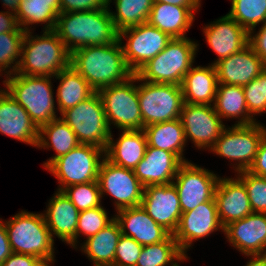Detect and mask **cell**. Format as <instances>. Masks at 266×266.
<instances>
[{
	"label": "cell",
	"instance_id": "1",
	"mask_svg": "<svg viewBox=\"0 0 266 266\" xmlns=\"http://www.w3.org/2000/svg\"><path fill=\"white\" fill-rule=\"evenodd\" d=\"M72 66L97 92L127 81L134 73L128 68L119 39L112 44L85 46L71 53Z\"/></svg>",
	"mask_w": 266,
	"mask_h": 266
},
{
	"label": "cell",
	"instance_id": "2",
	"mask_svg": "<svg viewBox=\"0 0 266 266\" xmlns=\"http://www.w3.org/2000/svg\"><path fill=\"white\" fill-rule=\"evenodd\" d=\"M54 31L67 50L115 43L119 38L110 14V6L99 10L60 12Z\"/></svg>",
	"mask_w": 266,
	"mask_h": 266
},
{
	"label": "cell",
	"instance_id": "3",
	"mask_svg": "<svg viewBox=\"0 0 266 266\" xmlns=\"http://www.w3.org/2000/svg\"><path fill=\"white\" fill-rule=\"evenodd\" d=\"M34 35L27 31L16 73L29 76H56L70 66L71 53L54 30Z\"/></svg>",
	"mask_w": 266,
	"mask_h": 266
},
{
	"label": "cell",
	"instance_id": "4",
	"mask_svg": "<svg viewBox=\"0 0 266 266\" xmlns=\"http://www.w3.org/2000/svg\"><path fill=\"white\" fill-rule=\"evenodd\" d=\"M5 226L13 253L33 255L46 265H54L55 241L43 213L21 210L5 220Z\"/></svg>",
	"mask_w": 266,
	"mask_h": 266
},
{
	"label": "cell",
	"instance_id": "5",
	"mask_svg": "<svg viewBox=\"0 0 266 266\" xmlns=\"http://www.w3.org/2000/svg\"><path fill=\"white\" fill-rule=\"evenodd\" d=\"M52 79L54 81L49 76L14 73L2 81L4 89L26 110L38 128L59 118Z\"/></svg>",
	"mask_w": 266,
	"mask_h": 266
},
{
	"label": "cell",
	"instance_id": "6",
	"mask_svg": "<svg viewBox=\"0 0 266 266\" xmlns=\"http://www.w3.org/2000/svg\"><path fill=\"white\" fill-rule=\"evenodd\" d=\"M199 43L190 38H173L155 57L135 74L143 81L181 85L195 63Z\"/></svg>",
	"mask_w": 266,
	"mask_h": 266
},
{
	"label": "cell",
	"instance_id": "7",
	"mask_svg": "<svg viewBox=\"0 0 266 266\" xmlns=\"http://www.w3.org/2000/svg\"><path fill=\"white\" fill-rule=\"evenodd\" d=\"M265 134L266 126L259 121L250 125H227L209 151L229 162L233 161L234 164L230 165L235 173L248 170Z\"/></svg>",
	"mask_w": 266,
	"mask_h": 266
},
{
	"label": "cell",
	"instance_id": "8",
	"mask_svg": "<svg viewBox=\"0 0 266 266\" xmlns=\"http://www.w3.org/2000/svg\"><path fill=\"white\" fill-rule=\"evenodd\" d=\"M104 158L105 150L94 145L79 144L53 160L45 170L58 180L56 190L62 191L67 186L97 181Z\"/></svg>",
	"mask_w": 266,
	"mask_h": 266
},
{
	"label": "cell",
	"instance_id": "9",
	"mask_svg": "<svg viewBox=\"0 0 266 266\" xmlns=\"http://www.w3.org/2000/svg\"><path fill=\"white\" fill-rule=\"evenodd\" d=\"M138 76L134 74L127 81L107 86L97 91L99 94L110 130L143 129L142 115L138 99Z\"/></svg>",
	"mask_w": 266,
	"mask_h": 266
},
{
	"label": "cell",
	"instance_id": "10",
	"mask_svg": "<svg viewBox=\"0 0 266 266\" xmlns=\"http://www.w3.org/2000/svg\"><path fill=\"white\" fill-rule=\"evenodd\" d=\"M73 130L80 144L106 151L111 135L101 98L97 92L59 116Z\"/></svg>",
	"mask_w": 266,
	"mask_h": 266
},
{
	"label": "cell",
	"instance_id": "11",
	"mask_svg": "<svg viewBox=\"0 0 266 266\" xmlns=\"http://www.w3.org/2000/svg\"><path fill=\"white\" fill-rule=\"evenodd\" d=\"M138 82L143 128L180 118L184 104L180 85L146 82L139 77Z\"/></svg>",
	"mask_w": 266,
	"mask_h": 266
},
{
	"label": "cell",
	"instance_id": "12",
	"mask_svg": "<svg viewBox=\"0 0 266 266\" xmlns=\"http://www.w3.org/2000/svg\"><path fill=\"white\" fill-rule=\"evenodd\" d=\"M118 39L123 48L126 64L134 74L164 50L172 40L168 34L148 22L120 31Z\"/></svg>",
	"mask_w": 266,
	"mask_h": 266
},
{
	"label": "cell",
	"instance_id": "13",
	"mask_svg": "<svg viewBox=\"0 0 266 266\" xmlns=\"http://www.w3.org/2000/svg\"><path fill=\"white\" fill-rule=\"evenodd\" d=\"M101 199L107 194L114 199V208H131L141 205L144 186L136 177L133 169L113 164L103 159L98 174Z\"/></svg>",
	"mask_w": 266,
	"mask_h": 266
},
{
	"label": "cell",
	"instance_id": "14",
	"mask_svg": "<svg viewBox=\"0 0 266 266\" xmlns=\"http://www.w3.org/2000/svg\"><path fill=\"white\" fill-rule=\"evenodd\" d=\"M219 178L218 174L191 160L184 162L172 182L179 195L182 213L213 199Z\"/></svg>",
	"mask_w": 266,
	"mask_h": 266
},
{
	"label": "cell",
	"instance_id": "15",
	"mask_svg": "<svg viewBox=\"0 0 266 266\" xmlns=\"http://www.w3.org/2000/svg\"><path fill=\"white\" fill-rule=\"evenodd\" d=\"M180 120L185 131L186 141L205 151L214 146L226 125L214 110L213 105L183 104Z\"/></svg>",
	"mask_w": 266,
	"mask_h": 266
},
{
	"label": "cell",
	"instance_id": "16",
	"mask_svg": "<svg viewBox=\"0 0 266 266\" xmlns=\"http://www.w3.org/2000/svg\"><path fill=\"white\" fill-rule=\"evenodd\" d=\"M224 232L221 225L215 199L199 204L193 210L183 212L176 231L173 234L181 251L188 257L193 242L206 238L216 231Z\"/></svg>",
	"mask_w": 266,
	"mask_h": 266
},
{
	"label": "cell",
	"instance_id": "17",
	"mask_svg": "<svg viewBox=\"0 0 266 266\" xmlns=\"http://www.w3.org/2000/svg\"><path fill=\"white\" fill-rule=\"evenodd\" d=\"M141 206L157 224L174 234L182 211L179 195L173 183L144 187Z\"/></svg>",
	"mask_w": 266,
	"mask_h": 266
},
{
	"label": "cell",
	"instance_id": "18",
	"mask_svg": "<svg viewBox=\"0 0 266 266\" xmlns=\"http://www.w3.org/2000/svg\"><path fill=\"white\" fill-rule=\"evenodd\" d=\"M223 233L242 255L266 254V213L252 212L229 223Z\"/></svg>",
	"mask_w": 266,
	"mask_h": 266
},
{
	"label": "cell",
	"instance_id": "19",
	"mask_svg": "<svg viewBox=\"0 0 266 266\" xmlns=\"http://www.w3.org/2000/svg\"><path fill=\"white\" fill-rule=\"evenodd\" d=\"M206 43L218 58L211 64L241 51L249 43V33L228 14L202 28Z\"/></svg>",
	"mask_w": 266,
	"mask_h": 266
},
{
	"label": "cell",
	"instance_id": "20",
	"mask_svg": "<svg viewBox=\"0 0 266 266\" xmlns=\"http://www.w3.org/2000/svg\"><path fill=\"white\" fill-rule=\"evenodd\" d=\"M0 133L37 147L39 128L26 110L4 89H0Z\"/></svg>",
	"mask_w": 266,
	"mask_h": 266
},
{
	"label": "cell",
	"instance_id": "21",
	"mask_svg": "<svg viewBox=\"0 0 266 266\" xmlns=\"http://www.w3.org/2000/svg\"><path fill=\"white\" fill-rule=\"evenodd\" d=\"M223 177L218 180L214 199L219 221L225 227L235 220L245 218L253 211L243 182L236 175L233 178Z\"/></svg>",
	"mask_w": 266,
	"mask_h": 266
},
{
	"label": "cell",
	"instance_id": "22",
	"mask_svg": "<svg viewBox=\"0 0 266 266\" xmlns=\"http://www.w3.org/2000/svg\"><path fill=\"white\" fill-rule=\"evenodd\" d=\"M48 201L44 215L52 239L58 238L76 250L79 210L63 191L57 190Z\"/></svg>",
	"mask_w": 266,
	"mask_h": 266
},
{
	"label": "cell",
	"instance_id": "23",
	"mask_svg": "<svg viewBox=\"0 0 266 266\" xmlns=\"http://www.w3.org/2000/svg\"><path fill=\"white\" fill-rule=\"evenodd\" d=\"M218 84L245 86L256 78L266 66L248 44L241 51L214 64Z\"/></svg>",
	"mask_w": 266,
	"mask_h": 266
},
{
	"label": "cell",
	"instance_id": "24",
	"mask_svg": "<svg viewBox=\"0 0 266 266\" xmlns=\"http://www.w3.org/2000/svg\"><path fill=\"white\" fill-rule=\"evenodd\" d=\"M114 217L122 234L132 237L142 246L160 243L171 235L163 226L157 224L141 205L120 209L115 212Z\"/></svg>",
	"mask_w": 266,
	"mask_h": 266
},
{
	"label": "cell",
	"instance_id": "25",
	"mask_svg": "<svg viewBox=\"0 0 266 266\" xmlns=\"http://www.w3.org/2000/svg\"><path fill=\"white\" fill-rule=\"evenodd\" d=\"M184 162L174 153L147 146L134 173L144 187L171 184Z\"/></svg>",
	"mask_w": 266,
	"mask_h": 266
},
{
	"label": "cell",
	"instance_id": "26",
	"mask_svg": "<svg viewBox=\"0 0 266 266\" xmlns=\"http://www.w3.org/2000/svg\"><path fill=\"white\" fill-rule=\"evenodd\" d=\"M200 7H183L167 3L154 2L148 23L173 38H186L192 28L195 14Z\"/></svg>",
	"mask_w": 266,
	"mask_h": 266
},
{
	"label": "cell",
	"instance_id": "27",
	"mask_svg": "<svg viewBox=\"0 0 266 266\" xmlns=\"http://www.w3.org/2000/svg\"><path fill=\"white\" fill-rule=\"evenodd\" d=\"M117 140L113 133L105 151V157L113 164L133 169L144 158L147 149V139L143 129L141 130H119Z\"/></svg>",
	"mask_w": 266,
	"mask_h": 266
},
{
	"label": "cell",
	"instance_id": "28",
	"mask_svg": "<svg viewBox=\"0 0 266 266\" xmlns=\"http://www.w3.org/2000/svg\"><path fill=\"white\" fill-rule=\"evenodd\" d=\"M180 86L185 103L213 105L218 86L215 66H192Z\"/></svg>",
	"mask_w": 266,
	"mask_h": 266
},
{
	"label": "cell",
	"instance_id": "29",
	"mask_svg": "<svg viewBox=\"0 0 266 266\" xmlns=\"http://www.w3.org/2000/svg\"><path fill=\"white\" fill-rule=\"evenodd\" d=\"M121 235L120 225L114 219L96 235L80 243L78 248L93 262V266H114L116 246Z\"/></svg>",
	"mask_w": 266,
	"mask_h": 266
},
{
	"label": "cell",
	"instance_id": "30",
	"mask_svg": "<svg viewBox=\"0 0 266 266\" xmlns=\"http://www.w3.org/2000/svg\"><path fill=\"white\" fill-rule=\"evenodd\" d=\"M213 107L222 121L235 119L234 125L257 122V119L249 114L242 86L218 84Z\"/></svg>",
	"mask_w": 266,
	"mask_h": 266
},
{
	"label": "cell",
	"instance_id": "31",
	"mask_svg": "<svg viewBox=\"0 0 266 266\" xmlns=\"http://www.w3.org/2000/svg\"><path fill=\"white\" fill-rule=\"evenodd\" d=\"M147 144L161 150L176 154L183 162H188L184 157L187 145L185 131L180 118L156 123L143 128Z\"/></svg>",
	"mask_w": 266,
	"mask_h": 266
},
{
	"label": "cell",
	"instance_id": "32",
	"mask_svg": "<svg viewBox=\"0 0 266 266\" xmlns=\"http://www.w3.org/2000/svg\"><path fill=\"white\" fill-rule=\"evenodd\" d=\"M53 78L59 81L55 93L59 115L95 93V90L72 66L61 70Z\"/></svg>",
	"mask_w": 266,
	"mask_h": 266
},
{
	"label": "cell",
	"instance_id": "33",
	"mask_svg": "<svg viewBox=\"0 0 266 266\" xmlns=\"http://www.w3.org/2000/svg\"><path fill=\"white\" fill-rule=\"evenodd\" d=\"M80 143L77 136L60 117L44 124L39 128V138L37 148L53 149L55 155L43 162V167H47L53 160L59 156L67 154Z\"/></svg>",
	"mask_w": 266,
	"mask_h": 266
},
{
	"label": "cell",
	"instance_id": "34",
	"mask_svg": "<svg viewBox=\"0 0 266 266\" xmlns=\"http://www.w3.org/2000/svg\"><path fill=\"white\" fill-rule=\"evenodd\" d=\"M59 13L60 5H51V1L22 0L15 15L19 27L27 32L38 23L44 24L42 30H54Z\"/></svg>",
	"mask_w": 266,
	"mask_h": 266
},
{
	"label": "cell",
	"instance_id": "35",
	"mask_svg": "<svg viewBox=\"0 0 266 266\" xmlns=\"http://www.w3.org/2000/svg\"><path fill=\"white\" fill-rule=\"evenodd\" d=\"M186 260L188 257L171 234L160 243L143 246L136 266H180L178 263Z\"/></svg>",
	"mask_w": 266,
	"mask_h": 266
},
{
	"label": "cell",
	"instance_id": "36",
	"mask_svg": "<svg viewBox=\"0 0 266 266\" xmlns=\"http://www.w3.org/2000/svg\"><path fill=\"white\" fill-rule=\"evenodd\" d=\"M114 1V2H113ZM108 0V6L113 2L116 11L110 14L118 32L138 26L148 21L154 0Z\"/></svg>",
	"mask_w": 266,
	"mask_h": 266
},
{
	"label": "cell",
	"instance_id": "37",
	"mask_svg": "<svg viewBox=\"0 0 266 266\" xmlns=\"http://www.w3.org/2000/svg\"><path fill=\"white\" fill-rule=\"evenodd\" d=\"M227 14L249 33L266 22V0H231Z\"/></svg>",
	"mask_w": 266,
	"mask_h": 266
},
{
	"label": "cell",
	"instance_id": "38",
	"mask_svg": "<svg viewBox=\"0 0 266 266\" xmlns=\"http://www.w3.org/2000/svg\"><path fill=\"white\" fill-rule=\"evenodd\" d=\"M25 34L21 28L17 32L0 33V77L16 73Z\"/></svg>",
	"mask_w": 266,
	"mask_h": 266
},
{
	"label": "cell",
	"instance_id": "39",
	"mask_svg": "<svg viewBox=\"0 0 266 266\" xmlns=\"http://www.w3.org/2000/svg\"><path fill=\"white\" fill-rule=\"evenodd\" d=\"M115 219L108 216V212L103 205L79 212L78 224L76 229V249L79 247V237L85 236L84 239L96 235L100 230L105 228L109 223Z\"/></svg>",
	"mask_w": 266,
	"mask_h": 266
},
{
	"label": "cell",
	"instance_id": "40",
	"mask_svg": "<svg viewBox=\"0 0 266 266\" xmlns=\"http://www.w3.org/2000/svg\"><path fill=\"white\" fill-rule=\"evenodd\" d=\"M62 191L79 212L102 205L98 181L67 186Z\"/></svg>",
	"mask_w": 266,
	"mask_h": 266
},
{
	"label": "cell",
	"instance_id": "41",
	"mask_svg": "<svg viewBox=\"0 0 266 266\" xmlns=\"http://www.w3.org/2000/svg\"><path fill=\"white\" fill-rule=\"evenodd\" d=\"M235 174L246 187L252 211L266 213V177L252 174L248 170Z\"/></svg>",
	"mask_w": 266,
	"mask_h": 266
},
{
	"label": "cell",
	"instance_id": "42",
	"mask_svg": "<svg viewBox=\"0 0 266 266\" xmlns=\"http://www.w3.org/2000/svg\"><path fill=\"white\" fill-rule=\"evenodd\" d=\"M242 89L249 114L254 118L266 113V68Z\"/></svg>",
	"mask_w": 266,
	"mask_h": 266
},
{
	"label": "cell",
	"instance_id": "43",
	"mask_svg": "<svg viewBox=\"0 0 266 266\" xmlns=\"http://www.w3.org/2000/svg\"><path fill=\"white\" fill-rule=\"evenodd\" d=\"M142 249L136 240L122 234L116 246L114 266H136Z\"/></svg>",
	"mask_w": 266,
	"mask_h": 266
},
{
	"label": "cell",
	"instance_id": "44",
	"mask_svg": "<svg viewBox=\"0 0 266 266\" xmlns=\"http://www.w3.org/2000/svg\"><path fill=\"white\" fill-rule=\"evenodd\" d=\"M60 12L99 10L108 6V0H59Z\"/></svg>",
	"mask_w": 266,
	"mask_h": 266
},
{
	"label": "cell",
	"instance_id": "45",
	"mask_svg": "<svg viewBox=\"0 0 266 266\" xmlns=\"http://www.w3.org/2000/svg\"><path fill=\"white\" fill-rule=\"evenodd\" d=\"M248 43L266 66V22L259 26L257 32L256 29L249 32Z\"/></svg>",
	"mask_w": 266,
	"mask_h": 266
},
{
	"label": "cell",
	"instance_id": "46",
	"mask_svg": "<svg viewBox=\"0 0 266 266\" xmlns=\"http://www.w3.org/2000/svg\"><path fill=\"white\" fill-rule=\"evenodd\" d=\"M1 266H49L39 258L28 254L12 253Z\"/></svg>",
	"mask_w": 266,
	"mask_h": 266
},
{
	"label": "cell",
	"instance_id": "47",
	"mask_svg": "<svg viewBox=\"0 0 266 266\" xmlns=\"http://www.w3.org/2000/svg\"><path fill=\"white\" fill-rule=\"evenodd\" d=\"M248 171L252 174L266 177V134L259 144L255 160Z\"/></svg>",
	"mask_w": 266,
	"mask_h": 266
},
{
	"label": "cell",
	"instance_id": "48",
	"mask_svg": "<svg viewBox=\"0 0 266 266\" xmlns=\"http://www.w3.org/2000/svg\"><path fill=\"white\" fill-rule=\"evenodd\" d=\"M20 29L16 15L8 11H0V33L17 32Z\"/></svg>",
	"mask_w": 266,
	"mask_h": 266
},
{
	"label": "cell",
	"instance_id": "49",
	"mask_svg": "<svg viewBox=\"0 0 266 266\" xmlns=\"http://www.w3.org/2000/svg\"><path fill=\"white\" fill-rule=\"evenodd\" d=\"M12 253L5 226V220L0 218V266Z\"/></svg>",
	"mask_w": 266,
	"mask_h": 266
},
{
	"label": "cell",
	"instance_id": "50",
	"mask_svg": "<svg viewBox=\"0 0 266 266\" xmlns=\"http://www.w3.org/2000/svg\"><path fill=\"white\" fill-rule=\"evenodd\" d=\"M154 2L167 3L183 7H201V0H154Z\"/></svg>",
	"mask_w": 266,
	"mask_h": 266
},
{
	"label": "cell",
	"instance_id": "51",
	"mask_svg": "<svg viewBox=\"0 0 266 266\" xmlns=\"http://www.w3.org/2000/svg\"><path fill=\"white\" fill-rule=\"evenodd\" d=\"M250 259L245 266H266V254L244 255Z\"/></svg>",
	"mask_w": 266,
	"mask_h": 266
},
{
	"label": "cell",
	"instance_id": "52",
	"mask_svg": "<svg viewBox=\"0 0 266 266\" xmlns=\"http://www.w3.org/2000/svg\"><path fill=\"white\" fill-rule=\"evenodd\" d=\"M22 0H1L2 5L8 12L16 14ZM7 8V9H6Z\"/></svg>",
	"mask_w": 266,
	"mask_h": 266
},
{
	"label": "cell",
	"instance_id": "53",
	"mask_svg": "<svg viewBox=\"0 0 266 266\" xmlns=\"http://www.w3.org/2000/svg\"><path fill=\"white\" fill-rule=\"evenodd\" d=\"M41 1H51V5H60L59 0H41Z\"/></svg>",
	"mask_w": 266,
	"mask_h": 266
}]
</instances>
